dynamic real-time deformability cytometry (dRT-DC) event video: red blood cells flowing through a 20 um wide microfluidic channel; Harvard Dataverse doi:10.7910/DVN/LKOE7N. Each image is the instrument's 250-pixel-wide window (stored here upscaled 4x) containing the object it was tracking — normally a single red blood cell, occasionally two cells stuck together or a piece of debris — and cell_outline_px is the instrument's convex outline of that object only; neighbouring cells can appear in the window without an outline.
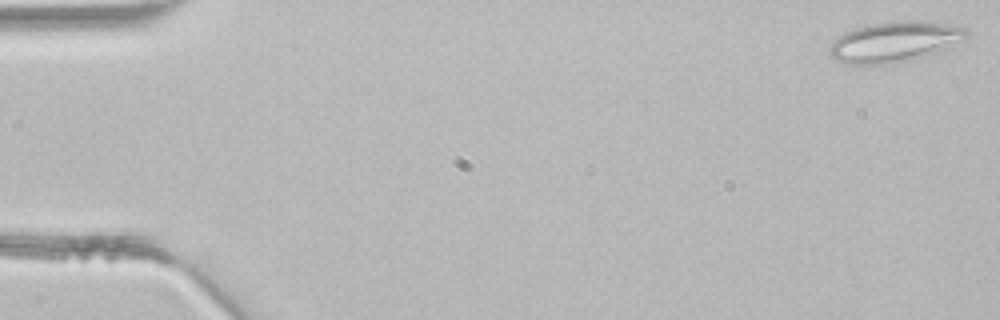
{"species": "common noctule bat (a hibernating species)", "species_latin": "Nyctalus noctula", "temperature_condition": "room temperature", "stored_images_in_passage": 4, "camera_frame_rate_fps": 3000, "um_per_image_px": 0.085, "animal": {"sex": "male", "body_mass_g": 21.5, "forearm_length_mm": 52.0}, "frame": {"image": 1, "passage_image": 1, "time_ms": 0.0, "image_size_px": [1000, 320], "cell_outline_px": [[968, 36], [964, 40], [944, 48], [908, 60], [888, 64], [844, 64], [836, 60], [828, 52], [828, 48], [832, 40], [844, 32], [856, 28], [872, 24], [900, 20], [920, 20], [968, 28]], "centroid_in_image_um": [75.98, 3.54], "position_along_channel_um": 9.0, "area_um2": 31.96}}